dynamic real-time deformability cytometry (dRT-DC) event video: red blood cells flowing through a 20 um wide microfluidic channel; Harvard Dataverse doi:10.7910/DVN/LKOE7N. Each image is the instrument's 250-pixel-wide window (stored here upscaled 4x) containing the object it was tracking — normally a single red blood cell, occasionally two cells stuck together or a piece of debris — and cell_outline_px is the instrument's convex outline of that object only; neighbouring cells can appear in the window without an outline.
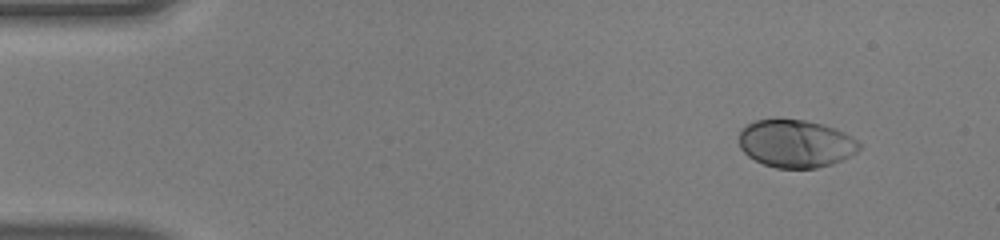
{"species": "human", "species_latin": "Homo sapiens", "temperature_condition": "warm", "stored_images_in_passage": 46, "camera_frame_rate_fps": 3000, "um_per_image_px": 0.085, "donor": {"sex": "male"}, "frame": {"image": 1, "passage_image": 1, "time_ms": 0.0, "image_size_px": [1000, 240], "cell_outline_px": [[860, 148], [856, 152], [832, 164], [816, 168], [776, 168], [764, 164], [748, 156], [740, 148], [740, 132], [748, 124], [756, 120], [804, 120], [836, 128], [852, 136], [860, 144]], "centroid_in_image_um": [67.65, 12.22], "position_along_channel_um": 17.3, "area_um2": 33.06}}
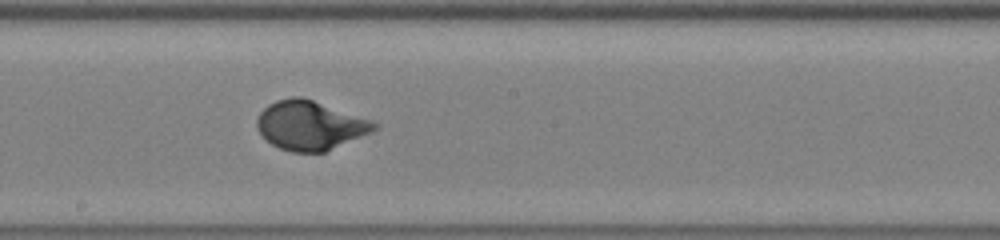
{"frame": {"image": 2, "passage_image": 24, "time_ms": 7.667, "image_size_px": [1000, 240], "cell_outline_px": [[380, 124], [372, 132], [324, 152], [292, 152], [280, 148], [272, 144], [256, 128], [256, 120], [260, 112], [268, 104], [276, 100], [292, 96], [300, 96], [372, 120]], "centroid_in_image_um": [26.35, 10.65], "position_along_channel_um": 221.9, "area_um2": 33.35}}
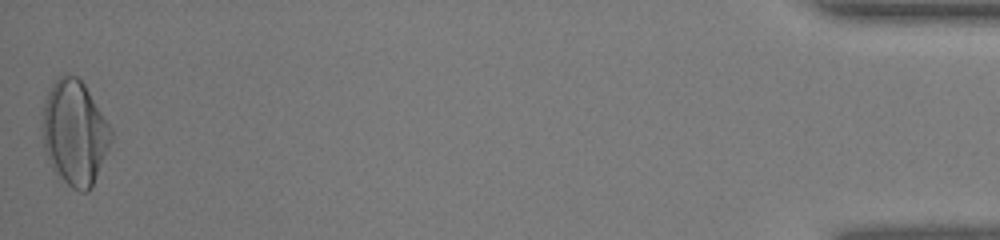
{"frame": {"image": 3, "passage_image": 46, "time_ms": 15.0, "image_size_px": [1000, 240], "cell_outline_px": [[112, 140], [92, 188], [88, 192], [80, 192], [72, 188], [52, 168], [48, 160], [44, 148], [40, 120], [44, 100], [52, 84], [60, 76], [68, 72], [76, 76], [84, 84], [112, 128]], "centroid_in_image_um": [6.33, 11.27], "position_along_channel_um": 428.9, "area_um2": 42.31}, "authors_computed_cell_mechanics": {"area_um2": 33.1772, "velocity_mm_per_s": 4.1039, "shape_relaxation_time_tau1_ms": 2.8188, "shape_relaxation_time_tau2_ms": null, "deformation_change_tau1": 0.1904, "deformation_change_tau2": null}}